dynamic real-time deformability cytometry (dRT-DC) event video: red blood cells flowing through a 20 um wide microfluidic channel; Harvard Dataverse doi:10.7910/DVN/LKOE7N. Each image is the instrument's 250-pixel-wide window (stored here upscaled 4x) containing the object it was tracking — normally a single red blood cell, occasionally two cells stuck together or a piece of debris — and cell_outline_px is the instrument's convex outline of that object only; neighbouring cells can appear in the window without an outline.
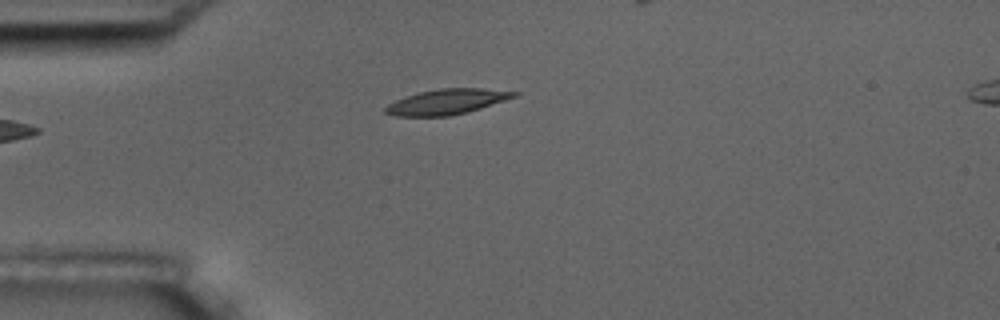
{"species": "common noctule bat (a hibernating species)", "species_latin": "Nyctalus noctula", "temperature_condition": "room temperature", "stored_images_in_passage": 2, "camera_frame_rate_fps": 3000, "um_per_image_px": 0.085, "animal": {"sex": "male", "body_mass_g": 17.5, "forearm_length_mm": 52.3}, "frame": {"image": 1, "passage_image": 2, "time_ms": 1.0, "image_size_px": [1000, 320], "cell_outline_px": [[520, 92], [516, 96], [468, 112], [448, 116], [396, 116], [384, 112], [384, 108], [388, 104], [396, 100], [420, 92], [440, 88], [480, 88]], "centroid_in_image_um": [37.97, 8.65], "position_along_channel_um": 47.0, "area_um2": 18.67}}